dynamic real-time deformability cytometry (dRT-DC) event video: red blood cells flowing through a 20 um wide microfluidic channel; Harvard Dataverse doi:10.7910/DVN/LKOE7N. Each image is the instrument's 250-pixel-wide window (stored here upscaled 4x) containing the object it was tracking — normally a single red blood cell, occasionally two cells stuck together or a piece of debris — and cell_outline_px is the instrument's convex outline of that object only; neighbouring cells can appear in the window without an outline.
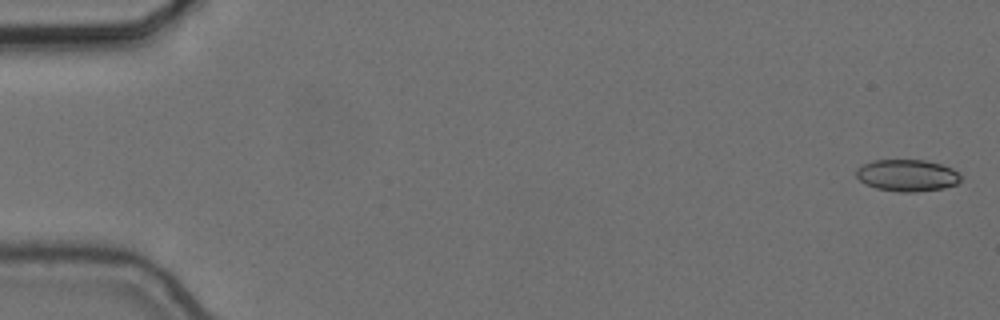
{"species": "common noctule bat (a hibernating species)", "species_latin": "Nyctalus noctula", "temperature_condition": "cold", "stored_images_in_passage": 57, "camera_frame_rate_fps": 3000, "um_per_image_px": 0.085, "animal": {"sex": "female", "body_mass_g": 24.6, "forearm_length_mm": 56.2}, "frame": {"image": 1, "passage_image": 2, "time_ms": 0.333, "image_size_px": [1000, 320], "cell_outline_px": [[960, 180], [956, 184], [944, 188], [916, 192], [900, 192], [876, 188], [864, 184], [856, 176], [856, 168], [872, 160], [924, 160], [940, 164], [952, 168], [960, 172]], "centroid_in_image_um": [77.1, 14.91], "position_along_channel_um": 7.9, "area_um2": 19.48}}
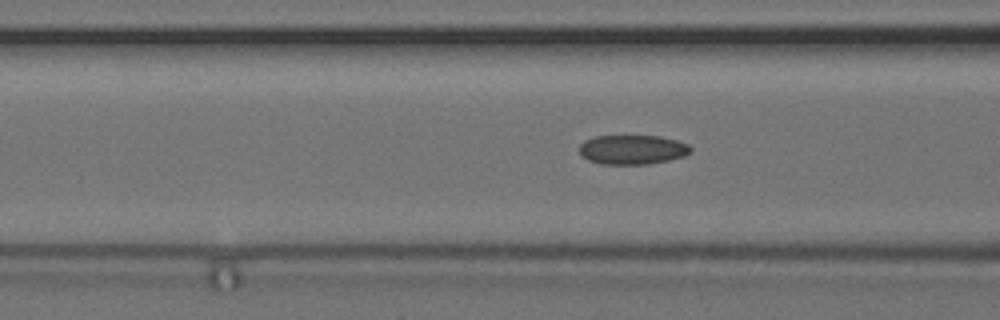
{"frame": {"image": 2, "passage_image": 23, "time_ms": 7.333, "image_size_px": [1000, 320], "cell_outline_px": [[692, 152], [684, 156], [668, 160], [648, 164], [600, 164], [588, 160], [580, 156], [580, 144], [584, 140], [596, 136], [660, 136], [676, 140], [688, 144], [692, 148]], "centroid_in_image_um": [53.75, 12.72], "position_along_channel_um": 112.9, "area_um2": 19.19}}
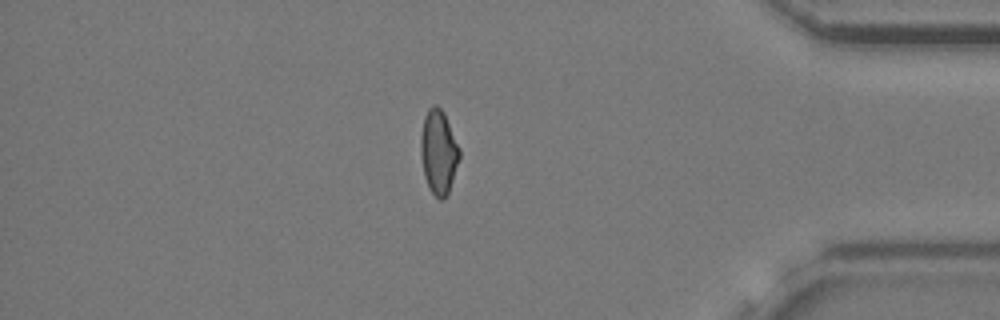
{"frame": {"image": 3, "passage_image": 49, "time_ms": 16.0, "image_size_px": [1000, 320], "cell_outline_px": [[460, 156], [448, 192], [444, 200], [440, 200], [428, 188], [424, 176], [420, 156], [420, 136], [424, 116], [428, 108], [432, 104], [436, 104], [444, 112], [460, 148]], "centroid_in_image_um": [37.26, 12.89], "position_along_channel_um": 397.9, "area_um2": 19.19}, "authors_computed_cell_mechanics": {"area_um2": 19.1896, "velocity_mm_per_s": 3.6671, "shape_relaxation_time_tau1_ms": null, "shape_relaxation_time_tau2_ms": 3.1002, "deformation_change_tau1": null, "deformation_change_tau2": 0.0903}}